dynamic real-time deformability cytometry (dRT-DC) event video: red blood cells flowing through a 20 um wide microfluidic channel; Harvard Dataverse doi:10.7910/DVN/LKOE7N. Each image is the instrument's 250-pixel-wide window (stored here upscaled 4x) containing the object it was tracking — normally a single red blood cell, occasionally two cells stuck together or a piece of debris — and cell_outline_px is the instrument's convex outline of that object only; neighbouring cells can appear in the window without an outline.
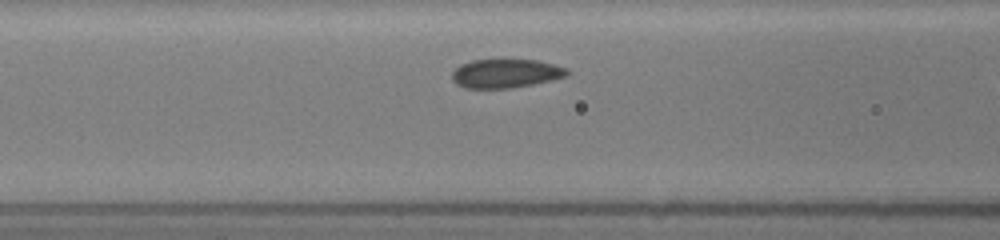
{"species": "common noctule bat (a hibernating species)", "species_latin": "Nyctalus noctula", "temperature_condition": "room temperature", "stored_images_in_passage": 13, "camera_frame_rate_fps": 3000, "um_per_image_px": 0.085, "animal": {"sex": "female", "body_mass_g": 19.5, "forearm_length_mm": 54.1}, "frame": {"image": 1, "passage_image": 10, "time_ms": 2.0, "image_size_px": [1000, 240], "cell_outline_px": [[572, 72], [568, 76], [552, 80], [512, 88], [464, 88], [456, 84], [452, 80], [452, 72], [460, 64], [472, 60], [504, 56], [536, 60], [568, 68]], "centroid_in_image_um": [42.99, 6.19], "position_along_channel_um": 123.6, "area_um2": 20.35}}